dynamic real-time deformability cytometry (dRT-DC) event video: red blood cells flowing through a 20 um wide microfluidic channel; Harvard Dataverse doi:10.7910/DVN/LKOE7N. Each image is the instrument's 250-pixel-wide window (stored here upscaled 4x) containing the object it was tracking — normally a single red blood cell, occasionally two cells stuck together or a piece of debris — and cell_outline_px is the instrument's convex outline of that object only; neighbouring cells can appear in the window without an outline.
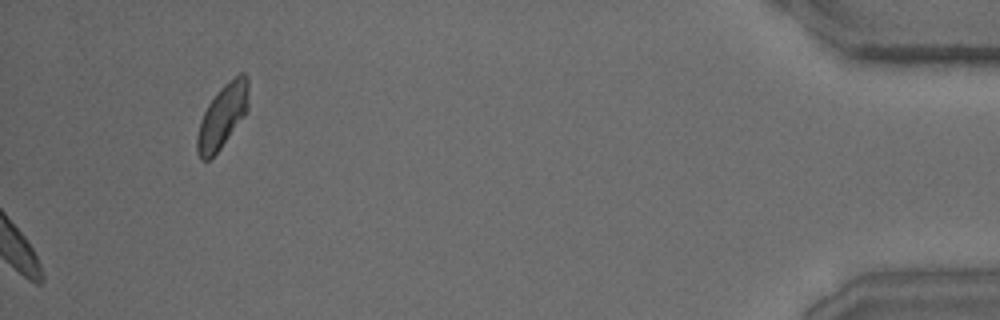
{"species": "common noctule bat (a hibernating species)", "species_latin": "Nyctalus noctula", "temperature_condition": "warm", "stored_images_in_passage": 37, "camera_frame_rate_fps": 3000, "um_per_image_px": 0.085, "animal": {"sex": "male", "body_mass_g": 15.6}, "frame": {"image": 1, "passage_image": 37, "time_ms": 12.0, "image_size_px": [1000, 320], "cell_outline_px": [[248, 108], [244, 116], [220, 148], [208, 160], [200, 160], [196, 152], [196, 136], [200, 120], [208, 104], [220, 88], [224, 84], [240, 72], [244, 72], [248, 76]], "centroid_in_image_um": [18.9, 9.86], "position_along_channel_um": 416.3, "area_um2": 19.02}}